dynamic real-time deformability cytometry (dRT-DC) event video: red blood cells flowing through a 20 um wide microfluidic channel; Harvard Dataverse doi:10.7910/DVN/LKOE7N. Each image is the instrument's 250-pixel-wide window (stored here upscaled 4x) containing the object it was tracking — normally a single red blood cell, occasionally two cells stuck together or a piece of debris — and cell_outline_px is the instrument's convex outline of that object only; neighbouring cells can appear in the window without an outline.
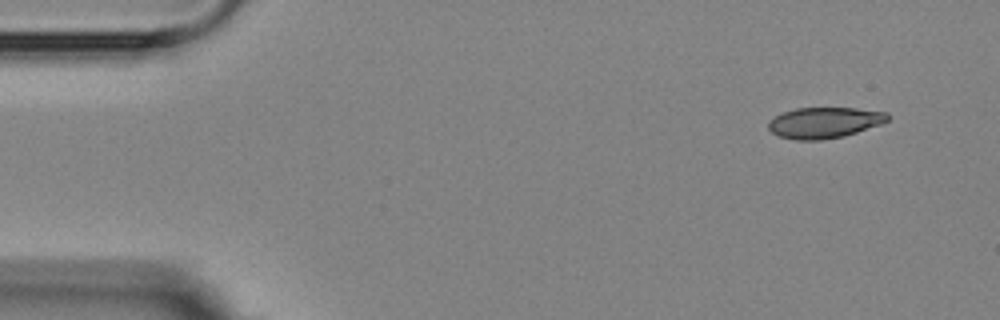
{"species": "Egyptian fruit bat (a non-hibernating species)", "species_latin": "Rousettus aegyptiacus", "temperature_condition": "room temperature", "stored_images_in_passage": 5, "camera_frame_rate_fps": 3000, "um_per_image_px": 0.085, "animal": {"sex": "female"}, "frame": {"image": 1, "passage_image": 1, "time_ms": 0.0, "image_size_px": [1000, 320], "cell_outline_px": [[888, 120], [880, 124], [844, 136], [820, 140], [796, 140], [780, 136], [772, 132], [768, 128], [768, 124], [776, 116], [784, 112], [796, 108], [856, 108], [888, 112]], "centroid_in_image_um": [70.08, 10.42], "position_along_channel_um": 14.9, "area_um2": 21.21}}
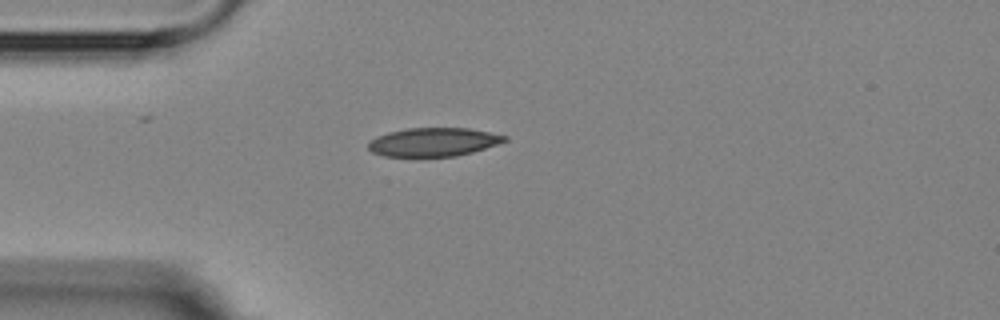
{"frame": {"image": 2, "passage_image": 4, "time_ms": 3.333, "image_size_px": [1000, 320], "cell_outline_px": [[508, 140], [472, 152], [456, 156], [384, 156], [372, 152], [368, 148], [368, 144], [376, 136], [388, 132], [408, 128], [468, 128], [508, 136]], "centroid_in_image_um": [36.83, 12.07], "position_along_channel_um": 48.2, "area_um2": 22.48}}